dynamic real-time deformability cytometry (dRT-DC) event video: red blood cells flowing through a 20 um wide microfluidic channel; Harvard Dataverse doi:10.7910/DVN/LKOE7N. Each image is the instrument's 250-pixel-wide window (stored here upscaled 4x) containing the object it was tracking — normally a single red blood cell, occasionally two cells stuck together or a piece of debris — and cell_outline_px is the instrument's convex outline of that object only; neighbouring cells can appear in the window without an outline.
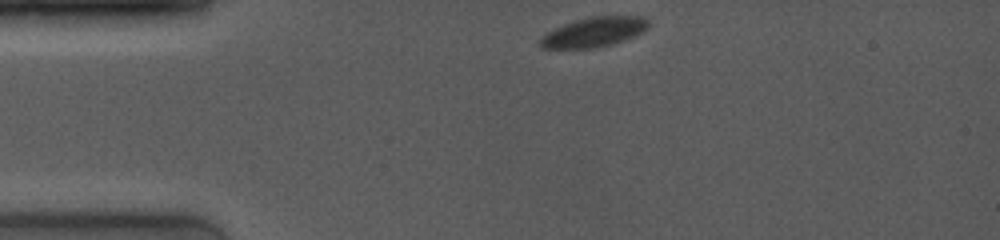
{"species": "common noctule bat (a hibernating species)", "species_latin": "Nyctalus noctula", "temperature_condition": "room temperature", "stored_images_in_passage": 61, "camera_frame_rate_fps": 4000, "um_per_image_px": 0.085, "animal": {"sex": "female", "body_mass_g": 19.0, "forearm_length_mm": 53.3}, "frame": {"image": 1, "passage_image": 1, "time_ms": 0.0, "image_size_px": [1000, 240], "cell_outline_px": [[652, 24], [644, 32], [624, 40], [612, 44], [592, 48], [540, 48], [540, 40], [548, 32], [572, 20], [588, 16], [644, 16]], "centroid_in_image_um": [50.55, 2.7], "position_along_channel_um": 34.4, "area_um2": 18.84}}
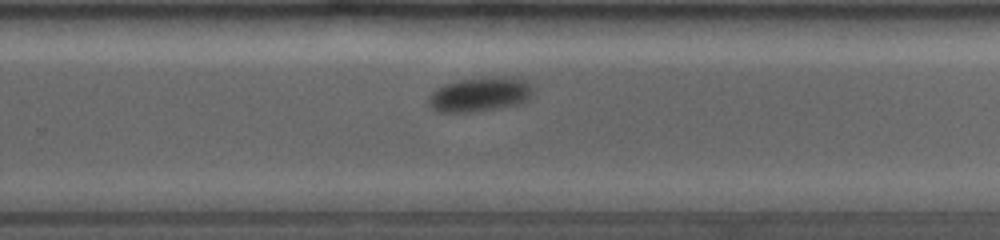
{"frame": {"image": 2, "passage_image": 39, "time_ms": 7.75, "image_size_px": [1000, 240], "cell_outline_px": [[532, 92], [520, 104], [468, 112], [436, 112], [432, 108], [428, 100], [428, 96], [432, 92], [444, 84], [456, 80], [504, 76], [512, 76], [532, 80]], "centroid_in_image_um": [40.81, 7.99], "position_along_channel_um": 289.0, "area_um2": 20.98}}
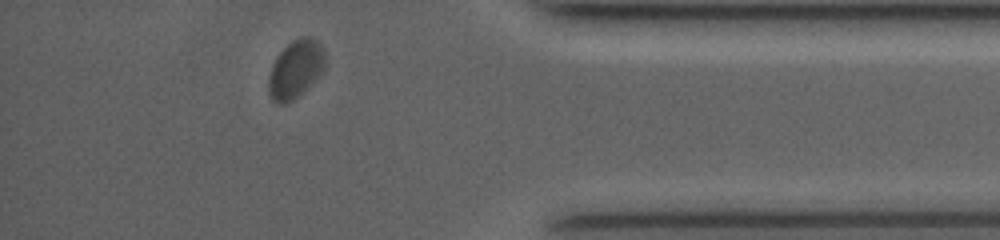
{"frame": {"image": 3, "passage_image": 57, "time_ms": 11.25, "image_size_px": [1000, 240], "cell_outline_px": [[324, 68], [316, 80], [304, 92], [292, 100], [280, 104], [272, 100], [268, 92], [268, 80], [272, 64], [280, 52], [292, 40], [300, 36], [312, 36], [324, 48]], "centroid_in_image_um": [25.13, 5.87], "position_along_channel_um": 410.1, "area_um2": 19.19}, "authors_computed_cell_mechanics": {"area_um2": 20.9814, "velocity_mm_per_s": 3.8348, "shape_relaxation_time_tau1_ms": 1.2237, "shape_relaxation_time_tau2_ms": null, "deformation_change_tau1": 0.0653, "deformation_change_tau2": null}}